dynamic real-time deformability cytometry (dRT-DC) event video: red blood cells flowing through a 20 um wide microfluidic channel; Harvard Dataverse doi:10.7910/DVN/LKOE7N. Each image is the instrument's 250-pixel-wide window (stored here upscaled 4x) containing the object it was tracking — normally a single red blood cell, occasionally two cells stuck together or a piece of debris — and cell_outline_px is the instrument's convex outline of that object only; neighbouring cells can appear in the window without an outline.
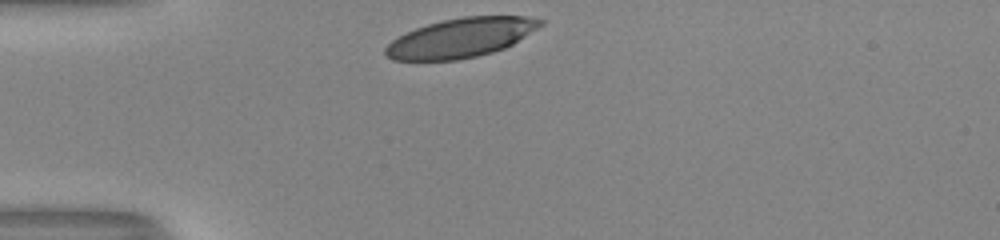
{"species": "human", "species_latin": "Homo sapiens", "temperature_condition": "room temperature", "stored_images_in_passage": 29, "camera_frame_rate_fps": 3000, "um_per_image_px": 0.085, "donor": {"sex": "male"}, "frame": {"image": 1, "passage_image": 1, "time_ms": 0.0, "image_size_px": [1000, 240], "cell_outline_px": [[544, 24], [512, 44], [504, 48], [492, 52], [476, 56], [456, 60], [392, 60], [384, 56], [384, 48], [396, 36], [416, 28], [428, 24], [444, 20], [464, 16], [528, 16], [544, 20]], "centroid_in_image_um": [39.15, 3.21], "position_along_channel_um": 45.9, "area_um2": 35.43}}
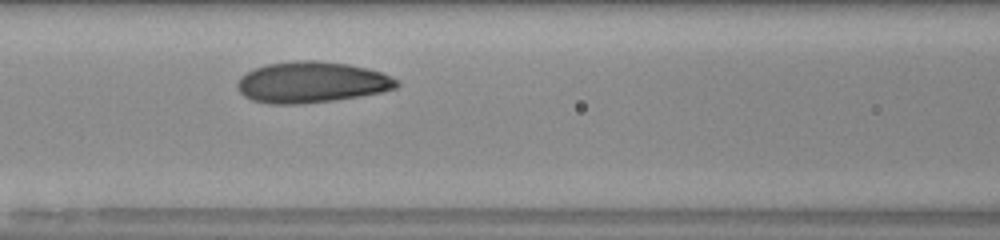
{"frame": {"image": 2, "passage_image": 10, "time_ms": 3.0, "image_size_px": [1000, 240], "cell_outline_px": [[400, 84], [396, 88], [380, 92], [360, 96], [336, 100], [304, 104], [272, 104], [252, 100], [244, 96], [236, 88], [236, 84], [240, 76], [256, 68], [268, 64], [308, 60], [316, 60], [348, 64], [368, 68], [380, 72], [400, 80]], "centroid_in_image_um": [26.5, 7.0], "position_along_channel_um": 140.1, "area_um2": 38.15}}
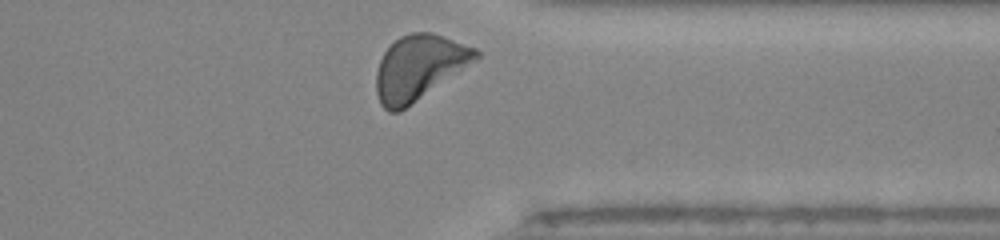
{"frame": {"image": 3, "passage_image": 28, "time_ms": 9.0, "image_size_px": [1000, 240], "cell_outline_px": [[480, 56], [476, 60], [400, 112], [388, 112], [380, 104], [376, 92], [376, 72], [380, 60], [384, 52], [400, 36], [412, 32], [432, 32], [476, 48], [480, 52]], "centroid_in_image_um": [35.6, 5.74], "position_along_channel_um": 375.8, "area_um2": 37.34}, "authors_computed_cell_mechanics": {"area_um2": 36.6452, "velocity_mm_per_s": 3.974, "shape_relaxation_time_tau1_ms": 3.1092, "shape_relaxation_time_tau2_ms": 1.1446, "deformation_change_tau1": 0.144, "deformation_change_tau2": 0.0476}}